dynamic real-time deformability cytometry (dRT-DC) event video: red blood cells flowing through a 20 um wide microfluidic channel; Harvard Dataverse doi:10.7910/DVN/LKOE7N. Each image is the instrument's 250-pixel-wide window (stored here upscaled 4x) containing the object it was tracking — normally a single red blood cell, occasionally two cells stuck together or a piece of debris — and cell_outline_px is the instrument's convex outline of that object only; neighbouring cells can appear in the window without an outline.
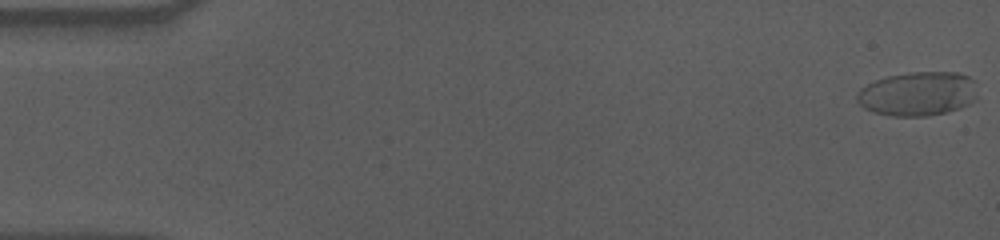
{"species": "human", "species_latin": "Homo sapiens", "temperature_condition": "cold", "stored_images_in_passage": 49, "camera_frame_rate_fps": 3000, "um_per_image_px": 0.085, "donor": {"sex": "male"}, "frame": {"image": 1, "passage_image": 1, "time_ms": 0.0, "image_size_px": [1000, 240], "cell_outline_px": [[976, 100], [960, 108], [948, 112], [928, 116], [892, 116], [872, 112], [864, 108], [856, 100], [856, 92], [860, 88], [876, 80], [888, 76], [912, 72], [960, 72], [968, 76], [972, 80], [976, 96]], "centroid_in_image_um": [77.99, 7.98], "position_along_channel_um": 7.0, "area_um2": 31.1}}
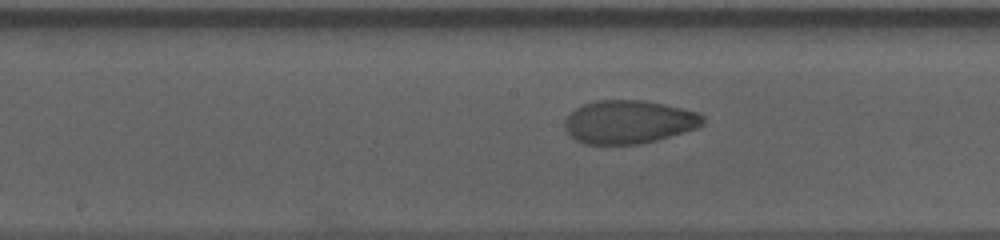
{"frame": {"image": 2, "passage_image": 30, "time_ms": 9.667, "image_size_px": [1000, 240], "cell_outline_px": [[704, 124], [696, 128], [684, 132], [656, 140], [640, 144], [584, 144], [576, 140], [564, 128], [564, 120], [576, 108], [584, 104], [596, 100], [644, 100], [664, 104], [700, 112], [704, 116]], "centroid_in_image_um": [53.46, 10.36], "position_along_channel_um": 194.7, "area_um2": 34.91}}
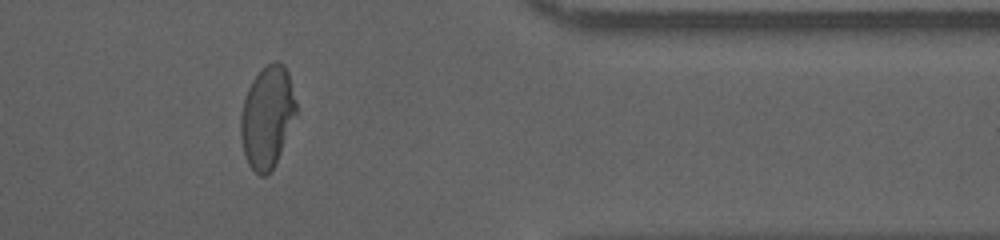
{"frame": {"image": 3, "passage_image": 48, "time_ms": 15.667, "image_size_px": [1000, 240], "cell_outline_px": [[300, 116], [272, 168], [264, 176], [260, 176], [248, 164], [244, 152], [240, 136], [240, 116], [244, 100], [248, 88], [252, 80], [268, 64], [276, 60], [284, 64], [288, 72], [296, 100]], "centroid_in_image_um": [22.77, 9.94], "position_along_channel_um": 388.6, "area_um2": 33.41}, "authors_computed_cell_mechanics": {"area_um2": 34.6222, "velocity_mm_per_s": 3.5516, "shape_relaxation_time_tau1_ms": 6.3214, "shape_relaxation_time_tau2_ms": 2.1022, "deformation_change_tau1": 0.215, "deformation_change_tau2": 0.0473}}